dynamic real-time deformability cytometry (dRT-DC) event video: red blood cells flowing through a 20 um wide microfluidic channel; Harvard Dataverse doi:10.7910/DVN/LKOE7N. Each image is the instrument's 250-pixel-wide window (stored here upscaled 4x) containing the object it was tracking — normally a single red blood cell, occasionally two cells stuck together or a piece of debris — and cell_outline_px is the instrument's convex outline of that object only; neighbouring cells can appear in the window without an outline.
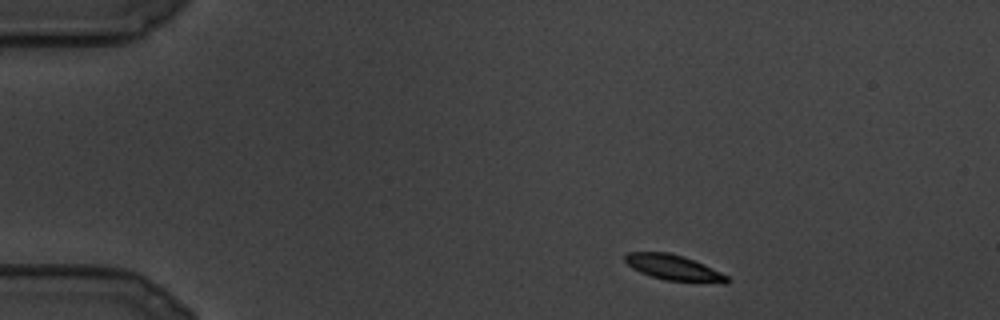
{"species": "common noctule bat (a hibernating species)", "species_latin": "Nyctalus noctula", "temperature_condition": "cold", "stored_images_in_passage": 91, "camera_frame_rate_fps": 3000, "um_per_image_px": 0.085, "animal": {"sex": "male", "body_mass_g": 19.5, "forearm_length_mm": 54.6}, "frame": {"image": 1, "passage_image": 1, "time_ms": 0.0, "image_size_px": [1000, 320], "cell_outline_px": [[728, 284], [724, 284], [664, 280], [640, 272], [632, 268], [624, 260], [624, 256], [628, 252], [668, 252], [684, 256], [704, 264], [728, 276]], "centroid_in_image_um": [57.28, 22.76], "position_along_channel_um": 27.7, "area_um2": 15.26}}
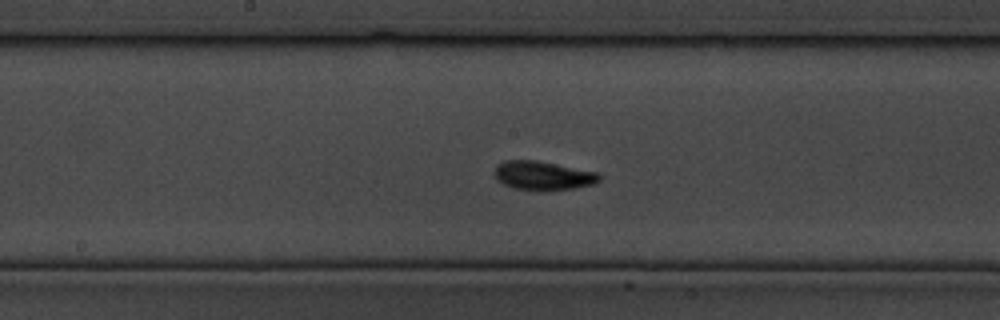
{"frame": {"image": 2, "passage_image": 40, "time_ms": 13.0, "image_size_px": [1000, 320], "cell_outline_px": [[600, 180], [592, 184], [572, 188], [516, 188], [504, 184], [496, 180], [492, 172], [496, 164], [504, 160], [536, 160], [596, 172], [600, 176]], "centroid_in_image_um": [46.06, 14.87], "position_along_channel_um": 202.1, "area_um2": 16.99}}
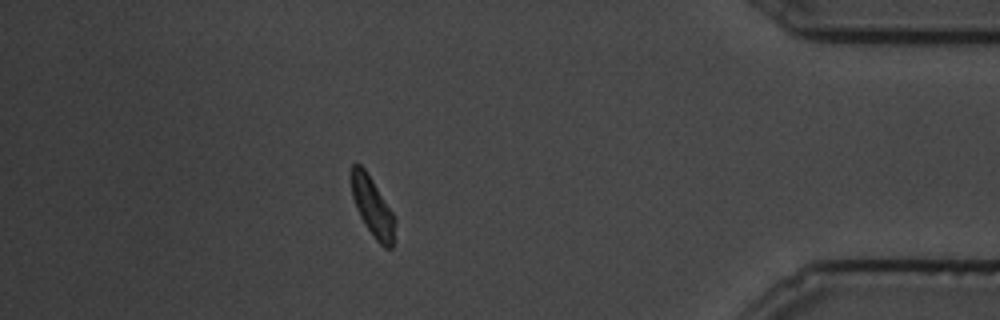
{"frame": {"image": 3, "passage_image": 78, "time_ms": 25.667, "image_size_px": [1000, 320], "cell_outline_px": [[396, 224], [392, 248], [384, 248], [372, 236], [360, 216], [356, 208], [352, 196], [352, 164], [356, 160], [364, 168], [396, 216]], "centroid_in_image_um": [31.69, 17.61], "position_along_channel_um": 403.5, "area_um2": 15.14}}